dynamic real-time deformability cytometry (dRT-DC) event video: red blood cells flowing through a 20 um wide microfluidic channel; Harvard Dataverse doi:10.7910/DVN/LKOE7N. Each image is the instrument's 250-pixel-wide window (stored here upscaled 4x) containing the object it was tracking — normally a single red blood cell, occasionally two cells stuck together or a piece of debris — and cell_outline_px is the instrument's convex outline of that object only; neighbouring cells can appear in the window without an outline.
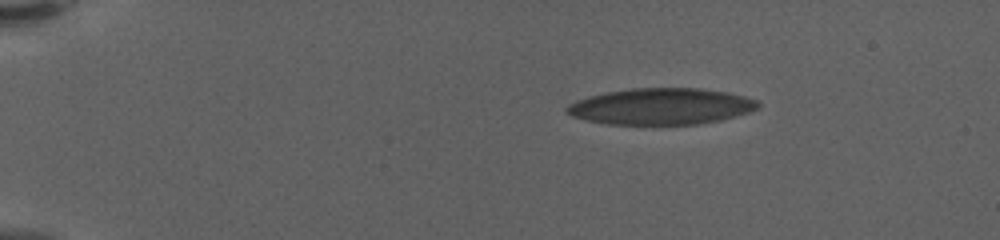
{"species": "human", "species_latin": "Homo sapiens", "temperature_condition": "warm", "stored_images_in_passage": 51, "camera_frame_rate_fps": 3000, "um_per_image_px": 0.085, "donor": {"sex": "female"}, "frame": {"image": 1, "passage_image": 1, "time_ms": 0.0, "image_size_px": [1000, 240], "cell_outline_px": [[760, 108], [748, 112], [720, 120], [696, 124], [608, 124], [588, 120], [572, 116], [564, 112], [564, 108], [568, 104], [576, 100], [588, 96], [608, 92], [632, 88], [700, 88], [728, 92], [744, 96], [756, 100], [760, 104]], "centroid_in_image_um": [56.18, 9.04], "position_along_channel_um": 28.8, "area_um2": 40.46}}
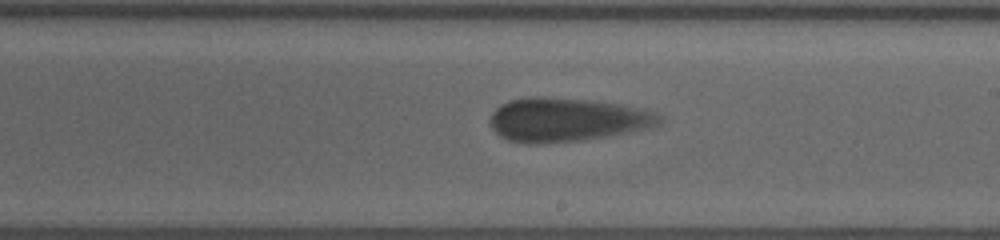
{"frame": {"image": 2, "passage_image": 28, "time_ms": 9.0, "image_size_px": [1000, 240], "cell_outline_px": [[660, 120], [656, 124], [648, 128], [580, 140], [536, 144], [528, 144], [508, 140], [500, 136], [492, 128], [492, 112], [500, 104], [508, 100], [528, 96], [540, 96], [588, 100], [616, 104], [636, 108], [652, 112], [660, 116]], "centroid_in_image_um": [48.07, 10.17], "position_along_channel_um": 240.9, "area_um2": 42.37}}
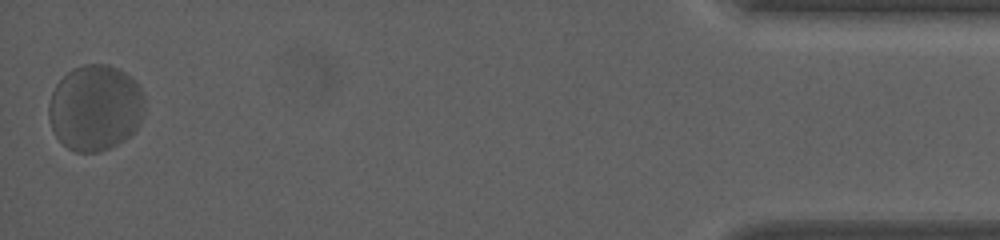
{"frame": {"image": 3, "passage_image": 51, "time_ms": 16.667, "image_size_px": [1000, 240], "cell_outline_px": [[144, 108], [140, 124], [124, 140], [100, 152], [76, 152], [68, 148], [56, 136], [52, 128], [48, 116], [48, 104], [52, 92], [56, 84], [72, 68], [84, 64], [108, 64], [124, 72], [136, 80], [144, 96]], "centroid_in_image_um": [8.09, 9.15], "position_along_channel_um": 427.1, "area_um2": 48.09}, "authors_computed_cell_mechanics": {"area_um2": 42.3674, "velocity_mm_per_s": 3.4122, "shape_relaxation_time_tau1_ms": 3.8181, "shape_relaxation_time_tau2_ms": 0.9498, "deformation_change_tau1": 0.0839, "deformation_change_tau2": 0.084}}